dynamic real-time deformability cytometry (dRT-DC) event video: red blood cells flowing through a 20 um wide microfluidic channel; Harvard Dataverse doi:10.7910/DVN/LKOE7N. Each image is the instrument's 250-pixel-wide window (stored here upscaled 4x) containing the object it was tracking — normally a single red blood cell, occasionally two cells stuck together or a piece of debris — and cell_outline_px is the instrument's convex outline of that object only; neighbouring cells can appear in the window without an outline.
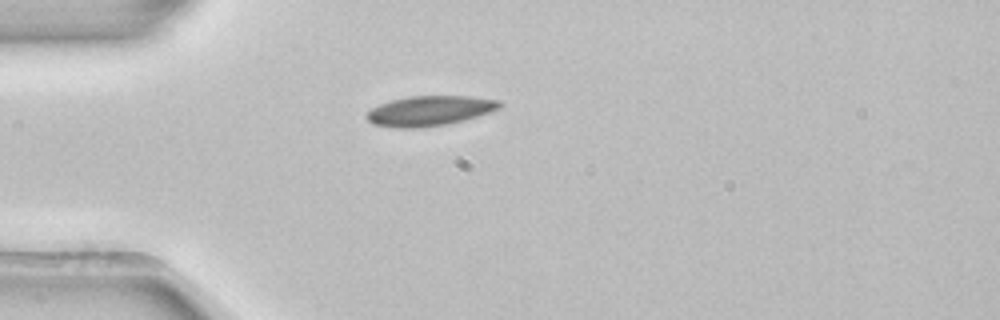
{"species": "common noctule bat (a hibernating species)", "species_latin": "Nyctalus noctula", "temperature_condition": "room temperature", "stored_images_in_passage": 1, "camera_frame_rate_fps": 3000, "um_per_image_px": 0.085, "animal": {"sex": "female", "body_mass_g": 22.7, "forearm_length_mm": 54.2}, "frame": {"image": 1, "passage_image": 1, "time_ms": 0.0, "image_size_px": [1000, 320], "cell_outline_px": [[504, 104], [500, 108], [464, 120], [448, 124], [420, 128], [396, 128], [372, 124], [364, 116], [372, 108], [380, 104], [392, 100], [408, 96], [468, 96], [500, 100]], "centroid_in_image_um": [36.51, 9.42], "position_along_channel_um": 48.5, "area_um2": 23.29}}